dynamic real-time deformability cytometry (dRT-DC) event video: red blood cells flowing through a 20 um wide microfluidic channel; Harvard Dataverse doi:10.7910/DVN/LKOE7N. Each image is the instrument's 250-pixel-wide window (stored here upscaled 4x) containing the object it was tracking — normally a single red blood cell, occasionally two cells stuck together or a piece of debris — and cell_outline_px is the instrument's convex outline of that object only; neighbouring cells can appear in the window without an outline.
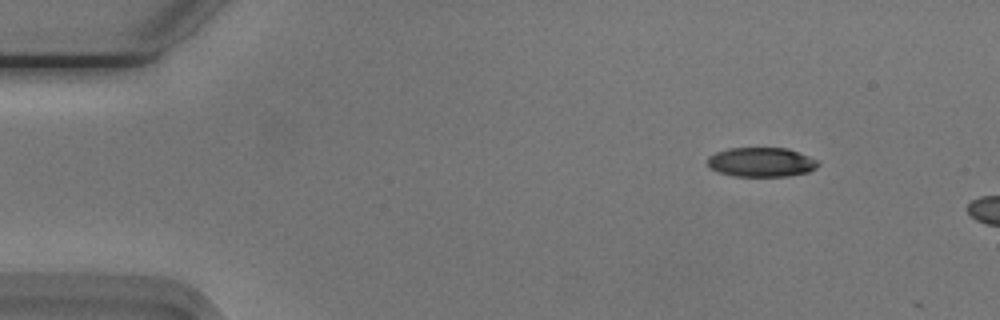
{"species": "Egyptian fruit bat (a non-hibernating species)", "species_latin": "Rousettus aegyptiacus", "temperature_condition": "cold", "stored_images_in_passage": 5, "camera_frame_rate_fps": 3000, "um_per_image_px": 0.085, "animal": {"sex": "male"}, "frame": {"image": 1, "passage_image": 1, "time_ms": 0.0, "image_size_px": [1000, 320], "cell_outline_px": [[820, 164], [816, 168], [808, 172], [788, 176], [736, 176], [720, 172], [708, 168], [708, 156], [716, 152], [728, 148], [788, 148], [808, 156], [816, 160]], "centroid_in_image_um": [64.7, 13.78], "position_along_channel_um": 20.3, "area_um2": 18.9}}